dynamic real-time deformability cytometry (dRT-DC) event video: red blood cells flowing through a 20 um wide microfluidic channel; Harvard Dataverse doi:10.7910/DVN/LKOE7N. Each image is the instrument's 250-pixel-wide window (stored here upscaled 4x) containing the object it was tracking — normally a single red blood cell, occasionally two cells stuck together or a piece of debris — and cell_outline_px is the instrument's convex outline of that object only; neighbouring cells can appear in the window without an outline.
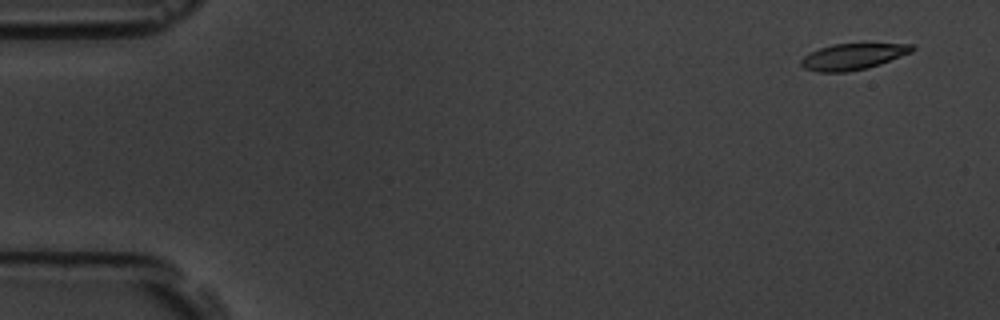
{"species": "common noctule bat (a hibernating species)", "species_latin": "Nyctalus noctula", "temperature_condition": "room temperature", "stored_images_in_passage": 6, "camera_frame_rate_fps": 3000, "um_per_image_px": 0.085, "animal": {"sex": "male", "body_mass_g": 19.5, "forearm_length_mm": 54.6}, "frame": {"image": 1, "passage_image": 1, "time_ms": 0.0, "image_size_px": [1000, 320], "cell_outline_px": [[916, 48], [912, 52], [880, 64], [868, 68], [848, 72], [816, 72], [804, 68], [800, 64], [800, 60], [804, 56], [820, 48], [832, 44], [912, 44]], "centroid_in_image_um": [72.49, 4.82], "position_along_channel_um": 12.5, "area_um2": 16.88}}
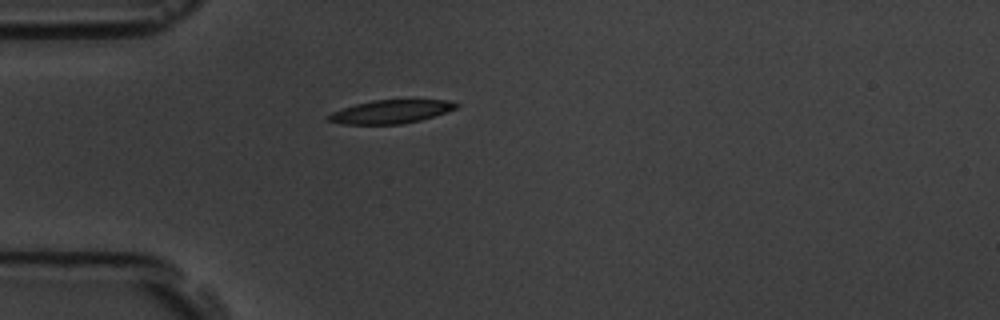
{"frame": {"image": 2, "passage_image": 5, "time_ms": 4.333, "image_size_px": [1000, 320], "cell_outline_px": [[460, 104], [456, 108], [420, 120], [400, 124], [344, 124], [328, 120], [328, 116], [332, 112], [356, 104], [372, 100], [448, 100]], "centroid_in_image_um": [33.22, 9.49], "position_along_channel_um": 51.8, "area_um2": 17.05}}